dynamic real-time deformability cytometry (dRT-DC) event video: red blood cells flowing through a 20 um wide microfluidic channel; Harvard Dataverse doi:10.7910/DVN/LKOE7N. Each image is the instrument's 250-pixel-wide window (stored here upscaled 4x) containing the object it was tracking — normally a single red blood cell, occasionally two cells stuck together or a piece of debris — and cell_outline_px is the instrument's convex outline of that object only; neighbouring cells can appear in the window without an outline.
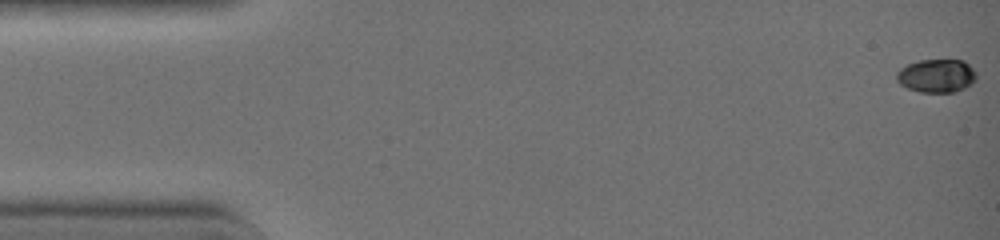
{"species": "common noctule bat (a hibernating species)", "species_latin": "Nyctalus noctula", "temperature_condition": "warm", "stored_images_in_passage": 18, "camera_frame_rate_fps": 3000, "um_per_image_px": 0.085, "animal": {"sex": "female", "body_mass_g": 19.0, "forearm_length_mm": 51.5}, "frame": {"image": 1, "passage_image": 1, "time_ms": 0.0, "image_size_px": [1000, 240], "cell_outline_px": [[976, 76], [964, 88], [952, 92], [920, 92], [908, 88], [900, 84], [896, 80], [896, 72], [900, 68], [908, 64], [920, 60], [964, 60], [976, 72]], "centroid_in_image_um": [79.56, 6.43], "position_along_channel_um": 5.4, "area_um2": 15.32}}
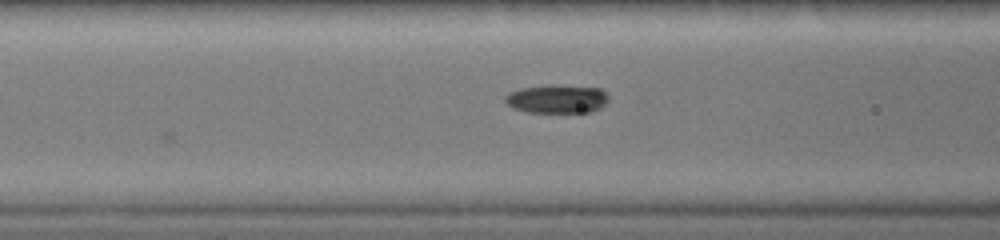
{"frame": {"image": 2, "passage_image": 18, "time_ms": 5.667, "image_size_px": [1000, 240], "cell_outline_px": [[608, 100], [600, 108], [588, 112], [528, 112], [516, 108], [508, 104], [504, 100], [504, 96], [508, 92], [520, 88], [548, 84], [564, 84], [600, 88], [608, 96]], "centroid_in_image_um": [47.33, 8.37], "position_along_channel_um": 119.3, "area_um2": 17.4}}